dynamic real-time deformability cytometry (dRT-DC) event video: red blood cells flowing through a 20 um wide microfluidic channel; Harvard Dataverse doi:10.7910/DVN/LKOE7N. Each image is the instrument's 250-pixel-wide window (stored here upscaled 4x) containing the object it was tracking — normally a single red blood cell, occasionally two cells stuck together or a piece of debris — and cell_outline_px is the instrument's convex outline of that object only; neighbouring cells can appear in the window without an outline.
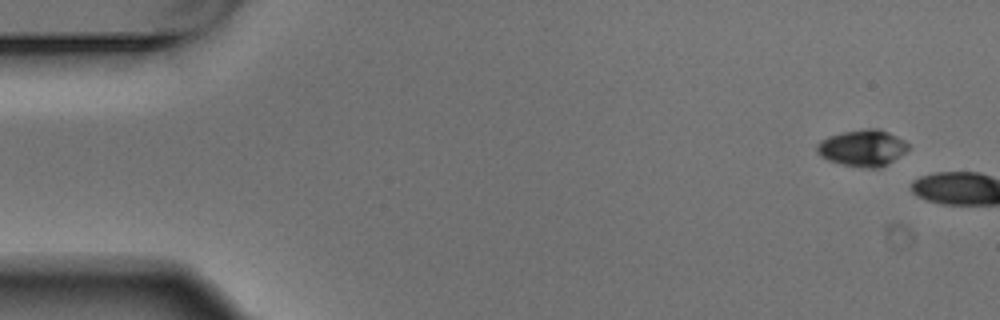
{"species": "Egyptian fruit bat (a non-hibernating species)", "species_latin": "Rousettus aegyptiacus", "temperature_condition": "warm", "stored_images_in_passage": 2, "camera_frame_rate_fps": 3000, "um_per_image_px": 0.085, "animal": {"sex": "male"}, "frame": {"image": 1, "passage_image": 1, "time_ms": 0.0, "image_size_px": [1000, 320], "cell_outline_px": [[908, 148], [904, 152], [880, 168], [868, 168], [844, 164], [828, 160], [820, 156], [816, 152], [816, 144], [820, 140], [828, 136], [844, 132], [868, 128], [880, 128], [904, 140], [908, 144]], "centroid_in_image_um": [73.27, 12.56], "position_along_channel_um": 11.7, "area_um2": 19.19}}